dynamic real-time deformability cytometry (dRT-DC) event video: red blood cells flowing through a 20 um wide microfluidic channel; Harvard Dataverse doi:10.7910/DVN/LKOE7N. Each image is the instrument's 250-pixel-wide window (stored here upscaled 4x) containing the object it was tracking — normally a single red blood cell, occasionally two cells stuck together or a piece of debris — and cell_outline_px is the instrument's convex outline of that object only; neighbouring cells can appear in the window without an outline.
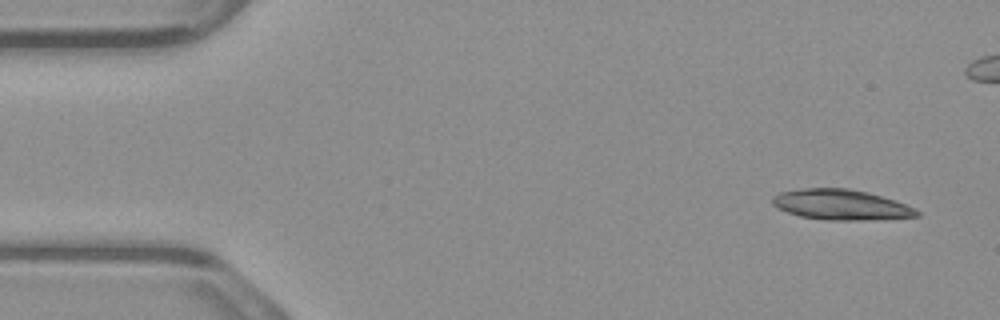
{"species": "common noctule bat (a hibernating species)", "species_latin": "Nyctalus noctula", "temperature_condition": "warm", "stored_images_in_passage": 24, "camera_frame_rate_fps": 3000, "um_per_image_px": 0.085, "animal": {"sex": "male", "body_mass_g": 23.1, "forearm_length_mm": 52.7}, "frame": {"image": 1, "passage_image": 1, "time_ms": 0.0, "image_size_px": [1000, 320], "cell_outline_px": [[920, 216], [860, 220], [828, 220], [800, 216], [788, 212], [772, 204], [772, 196], [780, 192], [800, 188], [848, 188], [868, 192], [896, 200], [916, 208], [920, 212]], "centroid_in_image_um": [71.5, 17.39], "position_along_channel_um": 13.5, "area_um2": 25.55}}